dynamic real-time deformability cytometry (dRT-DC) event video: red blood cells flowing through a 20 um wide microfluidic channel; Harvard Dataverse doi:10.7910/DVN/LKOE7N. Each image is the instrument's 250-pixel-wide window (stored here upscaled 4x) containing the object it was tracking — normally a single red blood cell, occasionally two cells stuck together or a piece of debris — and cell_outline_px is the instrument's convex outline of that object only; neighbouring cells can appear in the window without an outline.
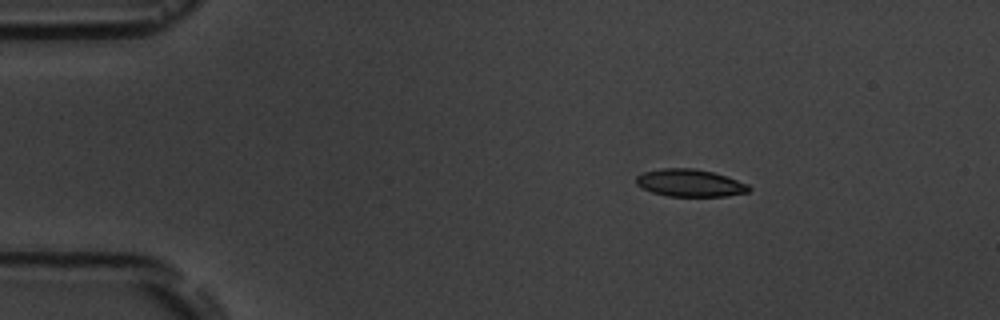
{"species": "common noctule bat (a hibernating species)", "species_latin": "Nyctalus noctula", "temperature_condition": "room temperature", "stored_images_in_passage": 5, "camera_frame_rate_fps": 3000, "um_per_image_px": 0.085, "animal": {"sex": "male", "body_mass_g": 19.5, "forearm_length_mm": 54.6}, "frame": {"image": 1, "passage_image": 1, "time_ms": 0.0, "image_size_px": [1000, 320], "cell_outline_px": [[752, 188], [748, 192], [724, 196], [668, 196], [652, 192], [636, 184], [636, 176], [644, 172], [660, 168], [692, 168], [712, 172], [748, 184]], "centroid_in_image_um": [58.63, 15.55], "position_along_channel_um": 26.4, "area_um2": 17.8}}
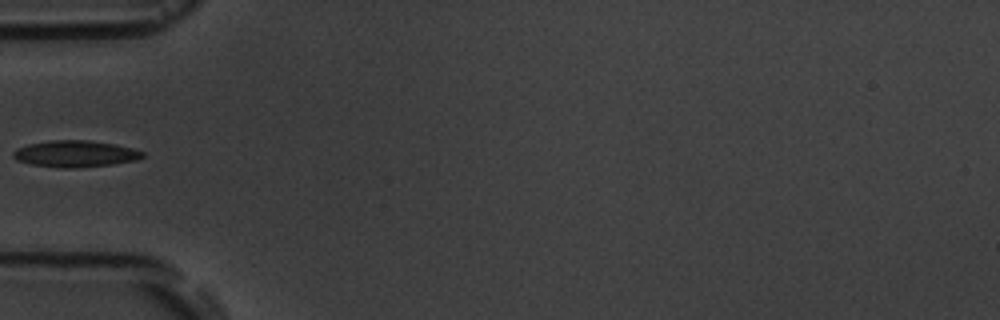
{"frame": {"image": 2, "passage_image": 4, "time_ms": 3.333, "image_size_px": [1000, 320], "cell_outline_px": [[144, 156], [136, 160], [112, 164], [76, 168], [60, 168], [32, 164], [16, 160], [12, 156], [12, 152], [16, 148], [28, 144], [52, 140], [88, 140], [116, 144], [132, 148], [144, 152]], "centroid_in_image_um": [6.38, 13.07], "position_along_channel_um": 78.6, "area_um2": 20.06}}
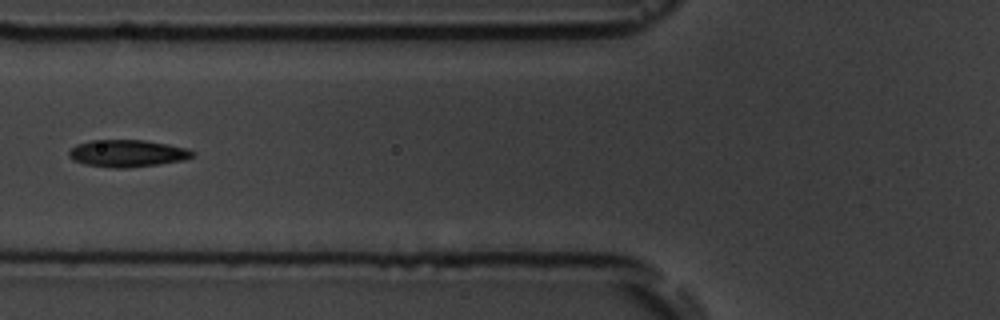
{"frame": {"image": 3, "passage_image": 5, "time_ms": 4.333, "image_size_px": [1000, 320], "cell_outline_px": [[196, 152], [192, 156], [184, 160], [128, 168], [112, 168], [84, 164], [72, 160], [68, 156], [68, 152], [76, 144], [92, 140], [144, 140], [168, 144], [188, 148]], "centroid_in_image_um": [10.81, 13.03], "position_along_channel_um": 115.0, "area_um2": 19.59}}